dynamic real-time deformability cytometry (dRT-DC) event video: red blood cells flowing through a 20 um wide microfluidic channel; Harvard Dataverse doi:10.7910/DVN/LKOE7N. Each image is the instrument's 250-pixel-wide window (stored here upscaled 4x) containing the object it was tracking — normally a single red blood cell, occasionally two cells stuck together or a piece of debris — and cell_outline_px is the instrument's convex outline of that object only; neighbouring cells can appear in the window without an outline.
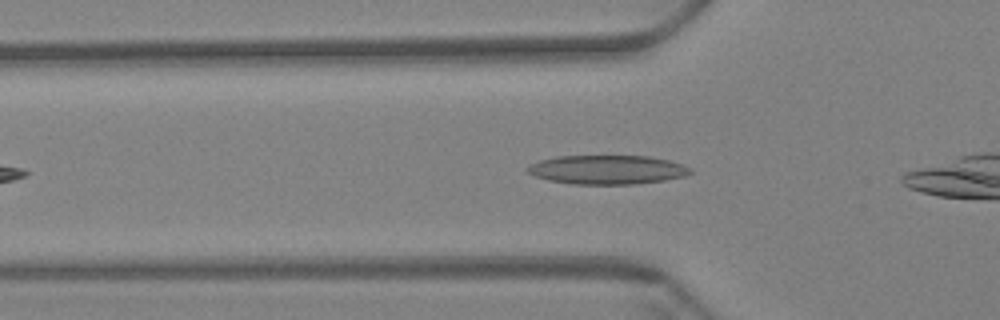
{"species": "Egyptian fruit bat (a non-hibernating species)", "species_latin": "Rousettus aegyptiacus", "temperature_condition": "warm", "stored_images_in_passage": 30, "camera_frame_rate_fps": 3000, "um_per_image_px": 0.085, "animal": {"sex": "female"}, "frame": {"image": 1, "passage_image": 6, "time_ms": 1.667, "image_size_px": [1000, 320], "cell_outline_px": [[692, 172], [684, 176], [664, 180], [632, 184], [572, 184], [548, 180], [536, 176], [528, 172], [524, 168], [528, 164], [540, 160], [556, 156], [648, 156], [668, 160], [692, 168]], "centroid_in_image_um": [51.57, 14.42], "position_along_channel_um": 74.2, "area_um2": 27.51}}
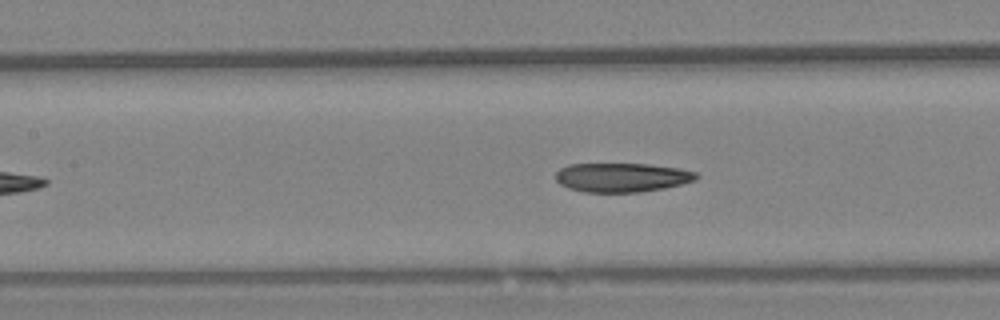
{"frame": {"image": 2, "passage_image": 13, "time_ms": 4.0, "image_size_px": [1000, 320], "cell_outline_px": [[700, 176], [696, 180], [684, 184], [664, 188], [640, 192], [584, 192], [568, 188], [560, 184], [556, 180], [556, 172], [560, 168], [568, 164], [648, 164], [680, 168], [696, 172]], "centroid_in_image_um": [52.89, 15.08], "position_along_channel_um": 154.5, "area_um2": 24.04}}
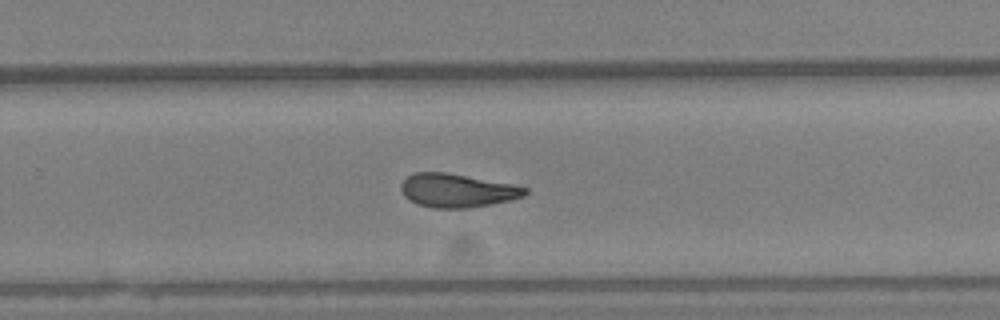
{"frame": {"image": 3, "passage_image": 25, "time_ms": 8.0, "image_size_px": [1000, 320], "cell_outline_px": [[528, 192], [524, 196], [512, 200], [468, 208], [432, 208], [416, 204], [404, 196], [400, 188], [400, 184], [412, 172], [448, 172], [512, 184], [528, 188]], "centroid_in_image_um": [38.84, 16.19], "position_along_channel_um": 291.0, "area_um2": 24.45}, "authors_computed_cell_mechanics": {"area_um2": 24.6517, "velocity_mm_per_s": 3.4145, "shape_relaxation_time_tau1_ms": null, "shape_relaxation_time_tau2_ms": 4.7303, "deformation_change_tau1": null, "deformation_change_tau2": 0.1345}}